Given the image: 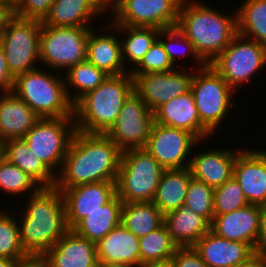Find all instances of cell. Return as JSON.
<instances>
[{"mask_svg":"<svg viewBox=\"0 0 266 267\" xmlns=\"http://www.w3.org/2000/svg\"><path fill=\"white\" fill-rule=\"evenodd\" d=\"M122 150L106 135L76 131L56 174L59 191L82 184L116 181Z\"/></svg>","mask_w":266,"mask_h":267,"instance_id":"cell-1","label":"cell"},{"mask_svg":"<svg viewBox=\"0 0 266 267\" xmlns=\"http://www.w3.org/2000/svg\"><path fill=\"white\" fill-rule=\"evenodd\" d=\"M27 198L18 222L20 244L26 253L45 254L70 230L64 198L55 187H41Z\"/></svg>","mask_w":266,"mask_h":267,"instance_id":"cell-2","label":"cell"},{"mask_svg":"<svg viewBox=\"0 0 266 267\" xmlns=\"http://www.w3.org/2000/svg\"><path fill=\"white\" fill-rule=\"evenodd\" d=\"M198 0H183L177 27L193 44L199 58L210 63L230 44L237 34L236 11L224 15L215 7Z\"/></svg>","mask_w":266,"mask_h":267,"instance_id":"cell-3","label":"cell"},{"mask_svg":"<svg viewBox=\"0 0 266 267\" xmlns=\"http://www.w3.org/2000/svg\"><path fill=\"white\" fill-rule=\"evenodd\" d=\"M133 91L130 73L109 75L73 105L76 131L105 134L116 122L124 102Z\"/></svg>","mask_w":266,"mask_h":267,"instance_id":"cell-4","label":"cell"},{"mask_svg":"<svg viewBox=\"0 0 266 267\" xmlns=\"http://www.w3.org/2000/svg\"><path fill=\"white\" fill-rule=\"evenodd\" d=\"M43 70L38 66L17 75L12 92L40 118L73 117V104L66 93L64 74Z\"/></svg>","mask_w":266,"mask_h":267,"instance_id":"cell-5","label":"cell"},{"mask_svg":"<svg viewBox=\"0 0 266 267\" xmlns=\"http://www.w3.org/2000/svg\"><path fill=\"white\" fill-rule=\"evenodd\" d=\"M164 168L144 148L122 151L116 194L123 203L152 202Z\"/></svg>","mask_w":266,"mask_h":267,"instance_id":"cell-6","label":"cell"},{"mask_svg":"<svg viewBox=\"0 0 266 267\" xmlns=\"http://www.w3.org/2000/svg\"><path fill=\"white\" fill-rule=\"evenodd\" d=\"M195 69L190 91L201 124L214 134L220 128L218 126L224 123L231 107L236 106L233 102L236 92L210 65Z\"/></svg>","mask_w":266,"mask_h":267,"instance_id":"cell-7","label":"cell"},{"mask_svg":"<svg viewBox=\"0 0 266 267\" xmlns=\"http://www.w3.org/2000/svg\"><path fill=\"white\" fill-rule=\"evenodd\" d=\"M92 27H55L42 24L39 38L40 63L66 72L86 60L87 40ZM46 64V65H45Z\"/></svg>","mask_w":266,"mask_h":267,"instance_id":"cell-8","label":"cell"},{"mask_svg":"<svg viewBox=\"0 0 266 267\" xmlns=\"http://www.w3.org/2000/svg\"><path fill=\"white\" fill-rule=\"evenodd\" d=\"M41 21L12 15L0 33V44L4 50L7 67L11 75L38 68Z\"/></svg>","mask_w":266,"mask_h":267,"instance_id":"cell-9","label":"cell"},{"mask_svg":"<svg viewBox=\"0 0 266 267\" xmlns=\"http://www.w3.org/2000/svg\"><path fill=\"white\" fill-rule=\"evenodd\" d=\"M266 46L236 34L210 66L236 92L266 66Z\"/></svg>","mask_w":266,"mask_h":267,"instance_id":"cell-10","label":"cell"},{"mask_svg":"<svg viewBox=\"0 0 266 267\" xmlns=\"http://www.w3.org/2000/svg\"><path fill=\"white\" fill-rule=\"evenodd\" d=\"M75 132L74 117L40 118L23 139L31 152L56 175Z\"/></svg>","mask_w":266,"mask_h":267,"instance_id":"cell-11","label":"cell"},{"mask_svg":"<svg viewBox=\"0 0 266 267\" xmlns=\"http://www.w3.org/2000/svg\"><path fill=\"white\" fill-rule=\"evenodd\" d=\"M183 0H119L110 13L115 25L154 27L168 29L177 27L179 9Z\"/></svg>","mask_w":266,"mask_h":267,"instance_id":"cell-12","label":"cell"},{"mask_svg":"<svg viewBox=\"0 0 266 267\" xmlns=\"http://www.w3.org/2000/svg\"><path fill=\"white\" fill-rule=\"evenodd\" d=\"M154 123V113L133 91L118 115L116 122L105 133L122 151L144 148Z\"/></svg>","mask_w":266,"mask_h":267,"instance_id":"cell-13","label":"cell"},{"mask_svg":"<svg viewBox=\"0 0 266 267\" xmlns=\"http://www.w3.org/2000/svg\"><path fill=\"white\" fill-rule=\"evenodd\" d=\"M199 142L201 141L189 131L153 123L144 149L164 169H183L189 167V154H192L193 147Z\"/></svg>","mask_w":266,"mask_h":267,"instance_id":"cell-14","label":"cell"},{"mask_svg":"<svg viewBox=\"0 0 266 267\" xmlns=\"http://www.w3.org/2000/svg\"><path fill=\"white\" fill-rule=\"evenodd\" d=\"M194 70L189 73L179 67L169 72L131 75L134 92L154 112L162 104L190 91Z\"/></svg>","mask_w":266,"mask_h":267,"instance_id":"cell-15","label":"cell"},{"mask_svg":"<svg viewBox=\"0 0 266 267\" xmlns=\"http://www.w3.org/2000/svg\"><path fill=\"white\" fill-rule=\"evenodd\" d=\"M69 229H73L89 213L100 209L116 194V181H101L61 191Z\"/></svg>","mask_w":266,"mask_h":267,"instance_id":"cell-16","label":"cell"},{"mask_svg":"<svg viewBox=\"0 0 266 267\" xmlns=\"http://www.w3.org/2000/svg\"><path fill=\"white\" fill-rule=\"evenodd\" d=\"M232 176L249 204L266 205V150L242 148L237 153Z\"/></svg>","mask_w":266,"mask_h":267,"instance_id":"cell-17","label":"cell"},{"mask_svg":"<svg viewBox=\"0 0 266 267\" xmlns=\"http://www.w3.org/2000/svg\"><path fill=\"white\" fill-rule=\"evenodd\" d=\"M193 248L208 267H238L255 254L251 244L219 237L211 230Z\"/></svg>","mask_w":266,"mask_h":267,"instance_id":"cell-18","label":"cell"},{"mask_svg":"<svg viewBox=\"0 0 266 267\" xmlns=\"http://www.w3.org/2000/svg\"><path fill=\"white\" fill-rule=\"evenodd\" d=\"M153 113L154 123L189 131L201 142L212 136L200 122L191 91L162 104Z\"/></svg>","mask_w":266,"mask_h":267,"instance_id":"cell-19","label":"cell"},{"mask_svg":"<svg viewBox=\"0 0 266 267\" xmlns=\"http://www.w3.org/2000/svg\"><path fill=\"white\" fill-rule=\"evenodd\" d=\"M108 26L110 32L102 33L103 31H100L101 34L93 27L91 28L87 40L86 60L95 67L104 70L108 75L130 73L126 71L122 59L120 36L116 34L118 25L109 22Z\"/></svg>","mask_w":266,"mask_h":267,"instance_id":"cell-20","label":"cell"},{"mask_svg":"<svg viewBox=\"0 0 266 267\" xmlns=\"http://www.w3.org/2000/svg\"><path fill=\"white\" fill-rule=\"evenodd\" d=\"M240 150L218 147L192 154L189 165L192 177L212 188L221 186L232 177L233 165Z\"/></svg>","mask_w":266,"mask_h":267,"instance_id":"cell-21","label":"cell"},{"mask_svg":"<svg viewBox=\"0 0 266 267\" xmlns=\"http://www.w3.org/2000/svg\"><path fill=\"white\" fill-rule=\"evenodd\" d=\"M259 215L260 206L252 204L230 213L214 215L211 231L219 237L255 247L259 234Z\"/></svg>","mask_w":266,"mask_h":267,"instance_id":"cell-22","label":"cell"},{"mask_svg":"<svg viewBox=\"0 0 266 267\" xmlns=\"http://www.w3.org/2000/svg\"><path fill=\"white\" fill-rule=\"evenodd\" d=\"M45 256L49 267H97L96 244L70 229Z\"/></svg>","mask_w":266,"mask_h":267,"instance_id":"cell-23","label":"cell"},{"mask_svg":"<svg viewBox=\"0 0 266 267\" xmlns=\"http://www.w3.org/2000/svg\"><path fill=\"white\" fill-rule=\"evenodd\" d=\"M40 117L13 92L0 94V139L23 138Z\"/></svg>","mask_w":266,"mask_h":267,"instance_id":"cell-24","label":"cell"},{"mask_svg":"<svg viewBox=\"0 0 266 267\" xmlns=\"http://www.w3.org/2000/svg\"><path fill=\"white\" fill-rule=\"evenodd\" d=\"M98 262H119L140 266L139 238L122 224L96 243Z\"/></svg>","mask_w":266,"mask_h":267,"instance_id":"cell-25","label":"cell"},{"mask_svg":"<svg viewBox=\"0 0 266 267\" xmlns=\"http://www.w3.org/2000/svg\"><path fill=\"white\" fill-rule=\"evenodd\" d=\"M164 224L178 247L193 246L211 230V223L185 204L164 215Z\"/></svg>","mask_w":266,"mask_h":267,"instance_id":"cell-26","label":"cell"},{"mask_svg":"<svg viewBox=\"0 0 266 267\" xmlns=\"http://www.w3.org/2000/svg\"><path fill=\"white\" fill-rule=\"evenodd\" d=\"M104 13L92 0H54L42 24L55 27H93V18Z\"/></svg>","mask_w":266,"mask_h":267,"instance_id":"cell-27","label":"cell"},{"mask_svg":"<svg viewBox=\"0 0 266 267\" xmlns=\"http://www.w3.org/2000/svg\"><path fill=\"white\" fill-rule=\"evenodd\" d=\"M123 202L115 194L100 209L89 213L72 230L93 243H98L113 228L121 224Z\"/></svg>","mask_w":266,"mask_h":267,"instance_id":"cell-28","label":"cell"},{"mask_svg":"<svg viewBox=\"0 0 266 267\" xmlns=\"http://www.w3.org/2000/svg\"><path fill=\"white\" fill-rule=\"evenodd\" d=\"M191 177L189 167L164 170L152 200L163 215L184 205Z\"/></svg>","mask_w":266,"mask_h":267,"instance_id":"cell-29","label":"cell"},{"mask_svg":"<svg viewBox=\"0 0 266 267\" xmlns=\"http://www.w3.org/2000/svg\"><path fill=\"white\" fill-rule=\"evenodd\" d=\"M4 156L7 161L22 169L41 187H54L56 175L31 152L23 138L5 141Z\"/></svg>","mask_w":266,"mask_h":267,"instance_id":"cell-30","label":"cell"},{"mask_svg":"<svg viewBox=\"0 0 266 267\" xmlns=\"http://www.w3.org/2000/svg\"><path fill=\"white\" fill-rule=\"evenodd\" d=\"M161 29L154 27H134L127 25H118V33L126 34L123 38L120 37L122 59L125 68L130 72L143 59L151 46L158 39ZM131 64H129V63ZM127 64V65H126ZM132 67L128 68L127 66ZM133 64V65H132ZM132 65V66H131Z\"/></svg>","mask_w":266,"mask_h":267,"instance_id":"cell-31","label":"cell"},{"mask_svg":"<svg viewBox=\"0 0 266 267\" xmlns=\"http://www.w3.org/2000/svg\"><path fill=\"white\" fill-rule=\"evenodd\" d=\"M121 224L138 238L164 224V215L153 202L123 203Z\"/></svg>","mask_w":266,"mask_h":267,"instance_id":"cell-32","label":"cell"},{"mask_svg":"<svg viewBox=\"0 0 266 267\" xmlns=\"http://www.w3.org/2000/svg\"><path fill=\"white\" fill-rule=\"evenodd\" d=\"M108 77L109 75L104 70L95 67L87 60L80 62L64 72L67 96L74 105L82 96L96 89Z\"/></svg>","mask_w":266,"mask_h":267,"instance_id":"cell-33","label":"cell"},{"mask_svg":"<svg viewBox=\"0 0 266 267\" xmlns=\"http://www.w3.org/2000/svg\"><path fill=\"white\" fill-rule=\"evenodd\" d=\"M236 9L237 33L266 46V0H244Z\"/></svg>","mask_w":266,"mask_h":267,"instance_id":"cell-34","label":"cell"},{"mask_svg":"<svg viewBox=\"0 0 266 267\" xmlns=\"http://www.w3.org/2000/svg\"><path fill=\"white\" fill-rule=\"evenodd\" d=\"M165 224L139 238L140 266L171 260L177 249Z\"/></svg>","mask_w":266,"mask_h":267,"instance_id":"cell-35","label":"cell"},{"mask_svg":"<svg viewBox=\"0 0 266 267\" xmlns=\"http://www.w3.org/2000/svg\"><path fill=\"white\" fill-rule=\"evenodd\" d=\"M41 186L15 164L4 159L0 163V192L18 197L36 193ZM7 193V194H6Z\"/></svg>","mask_w":266,"mask_h":267,"instance_id":"cell-36","label":"cell"},{"mask_svg":"<svg viewBox=\"0 0 266 267\" xmlns=\"http://www.w3.org/2000/svg\"><path fill=\"white\" fill-rule=\"evenodd\" d=\"M158 40L162 43L164 50L168 54V57L172 62V64L174 66L177 65V68L185 67L183 65L181 66V63L178 64L177 61L178 58H180L181 56H185V54L191 56V58L193 57L192 59L193 60L195 59L194 60L195 62L197 61L196 63L198 70L202 69L206 65L195 52L193 44L181 32V30L178 27L161 29L158 35Z\"/></svg>","mask_w":266,"mask_h":267,"instance_id":"cell-37","label":"cell"},{"mask_svg":"<svg viewBox=\"0 0 266 267\" xmlns=\"http://www.w3.org/2000/svg\"><path fill=\"white\" fill-rule=\"evenodd\" d=\"M9 213L8 209H0V257L17 260L27 253L20 244L18 215Z\"/></svg>","mask_w":266,"mask_h":267,"instance_id":"cell-38","label":"cell"},{"mask_svg":"<svg viewBox=\"0 0 266 267\" xmlns=\"http://www.w3.org/2000/svg\"><path fill=\"white\" fill-rule=\"evenodd\" d=\"M184 204L212 223L214 218V188L191 177Z\"/></svg>","mask_w":266,"mask_h":267,"instance_id":"cell-39","label":"cell"},{"mask_svg":"<svg viewBox=\"0 0 266 267\" xmlns=\"http://www.w3.org/2000/svg\"><path fill=\"white\" fill-rule=\"evenodd\" d=\"M248 204L242 188L233 176L214 188V215L230 213Z\"/></svg>","mask_w":266,"mask_h":267,"instance_id":"cell-40","label":"cell"},{"mask_svg":"<svg viewBox=\"0 0 266 267\" xmlns=\"http://www.w3.org/2000/svg\"><path fill=\"white\" fill-rule=\"evenodd\" d=\"M170 61L162 43L157 39L141 62L130 71L131 75L169 72L176 68Z\"/></svg>","mask_w":266,"mask_h":267,"instance_id":"cell-41","label":"cell"},{"mask_svg":"<svg viewBox=\"0 0 266 267\" xmlns=\"http://www.w3.org/2000/svg\"><path fill=\"white\" fill-rule=\"evenodd\" d=\"M53 2L54 0H25L14 15L42 22L49 13Z\"/></svg>","mask_w":266,"mask_h":267,"instance_id":"cell-42","label":"cell"},{"mask_svg":"<svg viewBox=\"0 0 266 267\" xmlns=\"http://www.w3.org/2000/svg\"><path fill=\"white\" fill-rule=\"evenodd\" d=\"M171 261L174 267H208L193 246L177 247Z\"/></svg>","mask_w":266,"mask_h":267,"instance_id":"cell-43","label":"cell"},{"mask_svg":"<svg viewBox=\"0 0 266 267\" xmlns=\"http://www.w3.org/2000/svg\"><path fill=\"white\" fill-rule=\"evenodd\" d=\"M14 77L8 70L4 50L0 44V94H9L13 91Z\"/></svg>","mask_w":266,"mask_h":267,"instance_id":"cell-44","label":"cell"},{"mask_svg":"<svg viewBox=\"0 0 266 267\" xmlns=\"http://www.w3.org/2000/svg\"><path fill=\"white\" fill-rule=\"evenodd\" d=\"M254 251L257 254L266 255V205L260 206L259 234Z\"/></svg>","mask_w":266,"mask_h":267,"instance_id":"cell-45","label":"cell"},{"mask_svg":"<svg viewBox=\"0 0 266 267\" xmlns=\"http://www.w3.org/2000/svg\"><path fill=\"white\" fill-rule=\"evenodd\" d=\"M14 267H49L45 254L27 253L14 262Z\"/></svg>","mask_w":266,"mask_h":267,"instance_id":"cell-46","label":"cell"},{"mask_svg":"<svg viewBox=\"0 0 266 267\" xmlns=\"http://www.w3.org/2000/svg\"><path fill=\"white\" fill-rule=\"evenodd\" d=\"M238 267H266V255L255 253Z\"/></svg>","mask_w":266,"mask_h":267,"instance_id":"cell-47","label":"cell"},{"mask_svg":"<svg viewBox=\"0 0 266 267\" xmlns=\"http://www.w3.org/2000/svg\"><path fill=\"white\" fill-rule=\"evenodd\" d=\"M92 1L104 14H107L106 11H108L109 13V10L110 12H112L119 3V0H92Z\"/></svg>","mask_w":266,"mask_h":267,"instance_id":"cell-48","label":"cell"},{"mask_svg":"<svg viewBox=\"0 0 266 267\" xmlns=\"http://www.w3.org/2000/svg\"><path fill=\"white\" fill-rule=\"evenodd\" d=\"M13 13L4 5L0 4V33L5 28L8 19Z\"/></svg>","mask_w":266,"mask_h":267,"instance_id":"cell-49","label":"cell"},{"mask_svg":"<svg viewBox=\"0 0 266 267\" xmlns=\"http://www.w3.org/2000/svg\"><path fill=\"white\" fill-rule=\"evenodd\" d=\"M25 0H4V5L14 14Z\"/></svg>","mask_w":266,"mask_h":267,"instance_id":"cell-50","label":"cell"},{"mask_svg":"<svg viewBox=\"0 0 266 267\" xmlns=\"http://www.w3.org/2000/svg\"><path fill=\"white\" fill-rule=\"evenodd\" d=\"M97 267H141L138 265L119 263V262H98Z\"/></svg>","mask_w":266,"mask_h":267,"instance_id":"cell-51","label":"cell"},{"mask_svg":"<svg viewBox=\"0 0 266 267\" xmlns=\"http://www.w3.org/2000/svg\"><path fill=\"white\" fill-rule=\"evenodd\" d=\"M141 267H174L171 260L142 265Z\"/></svg>","mask_w":266,"mask_h":267,"instance_id":"cell-52","label":"cell"},{"mask_svg":"<svg viewBox=\"0 0 266 267\" xmlns=\"http://www.w3.org/2000/svg\"><path fill=\"white\" fill-rule=\"evenodd\" d=\"M15 260L5 257H0V267H14Z\"/></svg>","mask_w":266,"mask_h":267,"instance_id":"cell-53","label":"cell"},{"mask_svg":"<svg viewBox=\"0 0 266 267\" xmlns=\"http://www.w3.org/2000/svg\"><path fill=\"white\" fill-rule=\"evenodd\" d=\"M4 143H5V141L0 139V163L5 159V156H4Z\"/></svg>","mask_w":266,"mask_h":267,"instance_id":"cell-54","label":"cell"},{"mask_svg":"<svg viewBox=\"0 0 266 267\" xmlns=\"http://www.w3.org/2000/svg\"><path fill=\"white\" fill-rule=\"evenodd\" d=\"M0 4H4V0H0Z\"/></svg>","mask_w":266,"mask_h":267,"instance_id":"cell-55","label":"cell"}]
</instances>
